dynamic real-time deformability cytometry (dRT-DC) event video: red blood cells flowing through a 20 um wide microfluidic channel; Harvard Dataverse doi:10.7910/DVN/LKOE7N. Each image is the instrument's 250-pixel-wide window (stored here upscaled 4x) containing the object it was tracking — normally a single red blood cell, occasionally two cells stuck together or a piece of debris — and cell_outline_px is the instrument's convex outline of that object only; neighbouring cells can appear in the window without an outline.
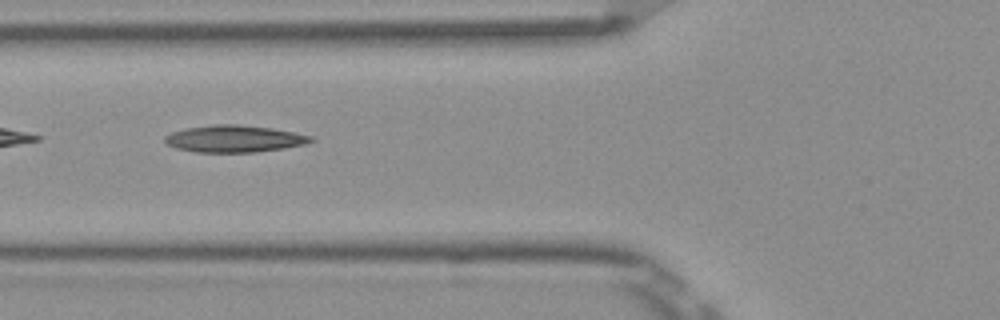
{"species": "Egyptian fruit bat (a non-hibernating species)", "species_latin": "Rousettus aegyptiacus", "temperature_condition": "room temperature", "stored_images_in_passage": 5, "camera_frame_rate_fps": 3000, "um_per_image_px": 0.085, "frame": {"image": 1, "passage_image": 3, "time_ms": 0.667, "image_size_px": [1000, 320], "cell_outline_px": [[316, 140], [304, 144], [284, 148], [256, 152], [196, 152], [176, 148], [168, 144], [164, 140], [164, 136], [172, 132], [188, 128], [212, 124], [236, 124], [272, 128], [296, 132], [312, 136]], "centroid_in_image_um": [19.94, 11.79], "position_along_channel_um": 105.9, "area_um2": 22.95}}
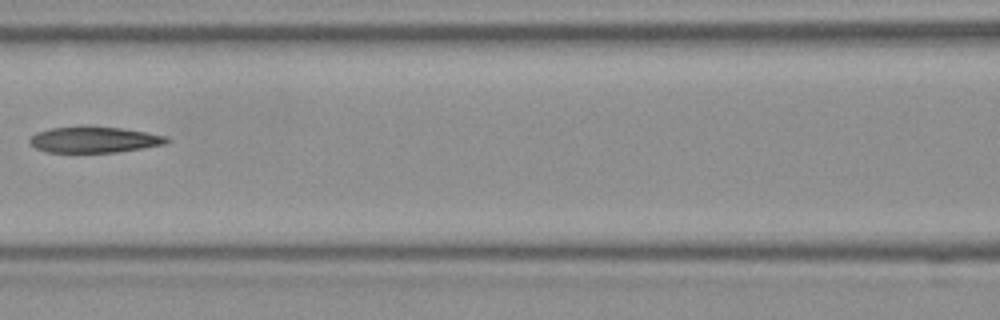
{"frame": {"image": 2, "passage_image": 4, "time_ms": 1.0, "image_size_px": [1000, 320], "cell_outline_px": [[172, 140], [164, 144], [144, 148], [116, 152], [48, 152], [36, 148], [28, 140], [36, 132], [48, 128], [80, 124], [84, 124], [120, 128], [148, 132], [168, 136]], "centroid_in_image_um": [8.01, 11.83], "position_along_channel_um": 158.6, "area_um2": 21.39}}
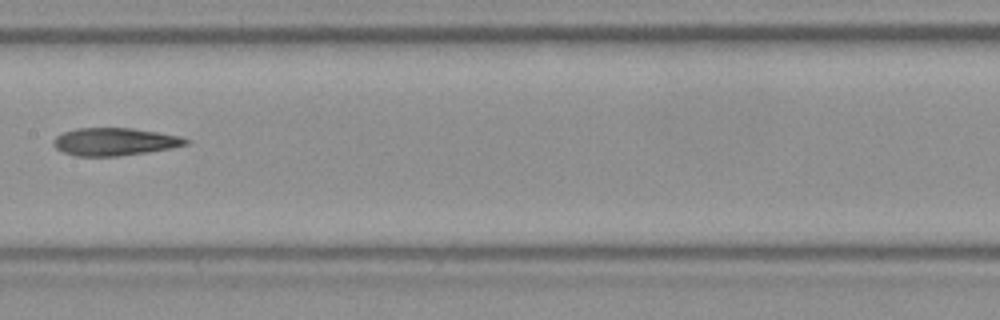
{"frame": {"image": 3, "passage_image": 5, "time_ms": 1.333, "image_size_px": [1000, 320], "cell_outline_px": [[192, 140], [188, 144], [172, 148], [148, 152], [116, 156], [76, 156], [64, 152], [56, 148], [52, 144], [52, 140], [56, 136], [64, 132], [76, 128], [132, 128], [180, 136]], "centroid_in_image_um": [9.75, 12.04], "position_along_channel_um": 197.6, "area_um2": 21.39}}